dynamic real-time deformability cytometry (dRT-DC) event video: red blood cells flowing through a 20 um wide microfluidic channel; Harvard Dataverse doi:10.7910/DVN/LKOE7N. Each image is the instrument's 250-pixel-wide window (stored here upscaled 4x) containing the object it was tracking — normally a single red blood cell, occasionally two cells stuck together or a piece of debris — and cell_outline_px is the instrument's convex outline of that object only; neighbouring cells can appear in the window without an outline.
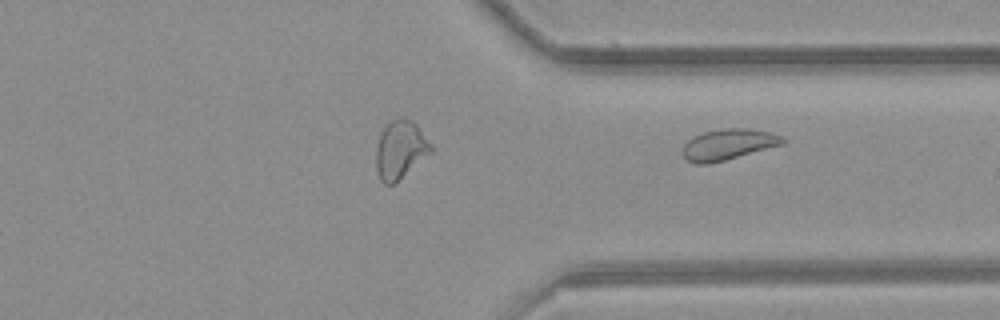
{"species": "common noctule bat (a hibernating species)", "species_latin": "Nyctalus noctula", "temperature_condition": "room temperature", "stored_images_in_passage": 43, "camera_frame_rate_fps": 3000, "um_per_image_px": 0.085, "animal": {"sex": "female", "body_mass_g": 21.9}, "frame": {"image": 1, "passage_image": 43, "time_ms": 14.0, "image_size_px": [1000, 320], "cell_outline_px": [[788, 140], [784, 144], [724, 160], [708, 164], [696, 164], [688, 160], [680, 152], [684, 144], [692, 136], [704, 132], [724, 128], [748, 128], [772, 132]], "centroid_in_image_um": [61.89, 12.27], "position_along_channel_um": 349.5, "area_um2": 18.09}}